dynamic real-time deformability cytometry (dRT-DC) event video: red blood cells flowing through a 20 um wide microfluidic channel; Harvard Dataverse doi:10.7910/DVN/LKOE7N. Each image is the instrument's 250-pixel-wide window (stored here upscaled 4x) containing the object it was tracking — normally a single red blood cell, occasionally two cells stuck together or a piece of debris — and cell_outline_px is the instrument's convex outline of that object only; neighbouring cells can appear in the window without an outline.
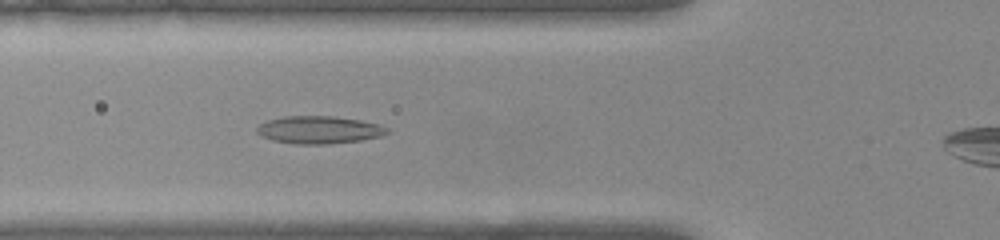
{"species": "common noctule bat (a hibernating species)", "species_latin": "Nyctalus noctula", "temperature_condition": "warm", "stored_images_in_passage": 38, "camera_frame_rate_fps": 3000, "um_per_image_px": 0.085, "animal": {"sex": "female", "body_mass_g": 22.0, "forearm_length_mm": 56.7}, "frame": {"image": 1, "passage_image": 11, "time_ms": 3.333, "image_size_px": [1000, 240], "cell_outline_px": [[392, 132], [380, 136], [360, 140], [328, 144], [296, 144], [272, 140], [260, 136], [256, 132], [256, 128], [260, 124], [268, 120], [284, 116], [332, 116], [360, 120], [380, 124], [388, 128]], "centroid_in_image_um": [27.12, 11.03], "position_along_channel_um": 98.7, "area_um2": 21.04}}
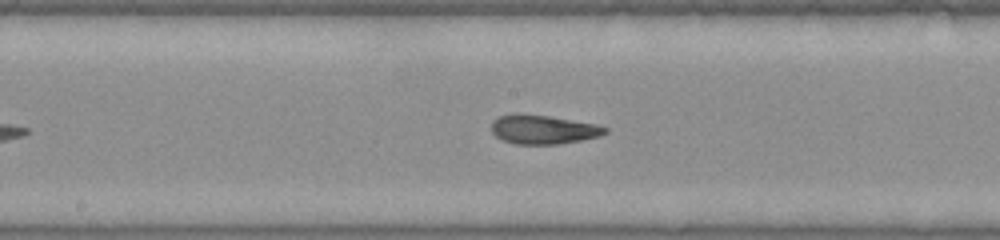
{"frame": {"image": 2, "passage_image": 19, "time_ms": 6.0, "image_size_px": [1000, 240], "cell_outline_px": [[608, 132], [600, 136], [560, 144], [516, 144], [504, 140], [496, 136], [492, 132], [492, 120], [500, 116], [548, 116], [596, 124], [608, 128]], "centroid_in_image_um": [46.23, 11.04], "position_along_channel_um": 202.0, "area_um2": 18.55}}
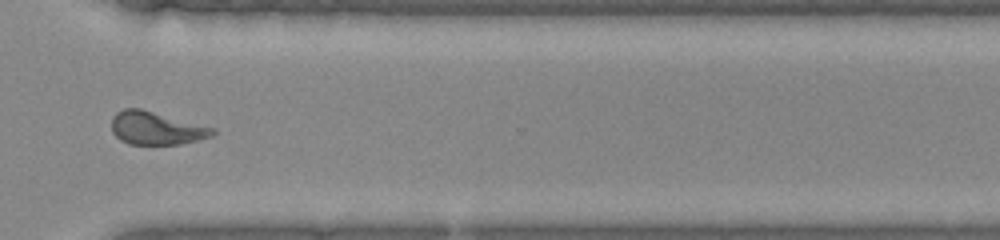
{"frame": {"image": 3, "passage_image": 31, "time_ms": 10.0, "image_size_px": [1000, 240], "cell_outline_px": [[216, 132], [212, 136], [180, 144], [128, 144], [120, 140], [112, 132], [112, 116], [116, 112], [124, 108], [140, 108], [216, 128]], "centroid_in_image_um": [13.27, 10.89], "position_along_channel_um": 357.3, "area_um2": 19.48}, "authors_computed_cell_mechanics": {"area_um2": 19.652, "velocity_mm_per_s": 3.881, "shape_relaxation_time_tau1_ms": null, "shape_relaxation_time_tau2_ms": 2.4778, "deformation_change_tau1": null, "deformation_change_tau2": 0.1142}}